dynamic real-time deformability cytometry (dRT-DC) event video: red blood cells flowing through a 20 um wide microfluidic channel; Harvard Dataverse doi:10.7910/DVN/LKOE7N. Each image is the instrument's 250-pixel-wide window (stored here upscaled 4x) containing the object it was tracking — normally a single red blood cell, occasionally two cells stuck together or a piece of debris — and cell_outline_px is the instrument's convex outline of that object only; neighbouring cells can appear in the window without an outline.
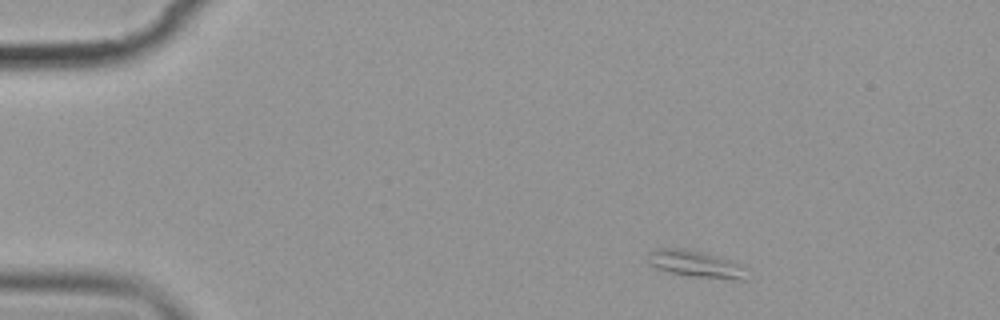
{"species": "common noctule bat (a hibernating species)", "species_latin": "Nyctalus noctula", "temperature_condition": "cold", "stored_images_in_passage": 6, "camera_frame_rate_fps": 3000, "um_per_image_px": 0.085, "animal": {"sex": "female", "body_mass_g": 19.9}, "frame": {"image": 1, "passage_image": 1, "time_ms": 0.0, "image_size_px": [1000, 320], "cell_outline_px": [[748, 280], [732, 280], [692, 276], [668, 272], [656, 268], [648, 260], [648, 252], [656, 248], [684, 248], [704, 252], [728, 260], [748, 268]], "centroid_in_image_um": [59.19, 22.45], "position_along_channel_um": 25.8, "area_um2": 15.61}}
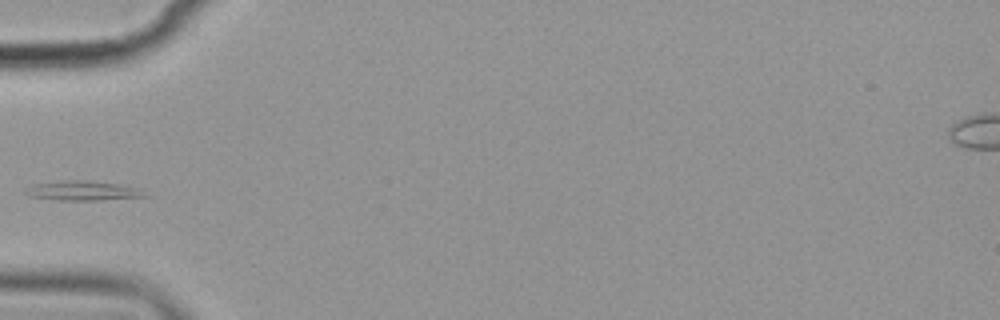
{"frame": {"image": 2, "passage_image": 4, "time_ms": 3.667, "image_size_px": [1000, 320], "cell_outline_px": [[148, 196], [100, 200], [60, 200], [28, 196], [24, 192], [32, 184], [64, 180], [88, 180], [116, 184], [140, 188]], "centroid_in_image_um": [7.02, 16.2], "position_along_channel_um": 78.0, "area_um2": 13.53}}